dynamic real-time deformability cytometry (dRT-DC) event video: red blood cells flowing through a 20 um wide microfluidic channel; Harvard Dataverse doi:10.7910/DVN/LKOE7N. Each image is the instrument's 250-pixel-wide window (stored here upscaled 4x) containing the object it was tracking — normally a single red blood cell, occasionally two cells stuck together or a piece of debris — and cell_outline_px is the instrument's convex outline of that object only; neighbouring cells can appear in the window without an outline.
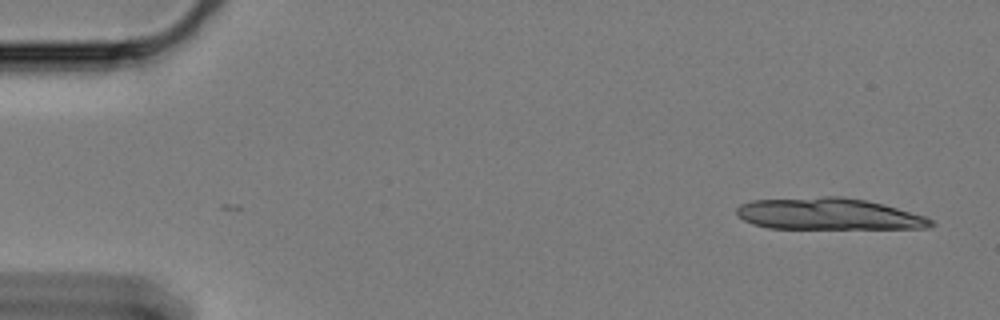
{"species": "Egyptian fruit bat (a non-hibernating species)", "species_latin": "Rousettus aegyptiacus", "temperature_condition": "cold", "stored_images_in_passage": 14, "camera_frame_rate_fps": 3000, "um_per_image_px": 0.085, "animal": {"sex": "female"}, "frame": {"image": 1, "passage_image": 1, "time_ms": 0.0, "image_size_px": [1000, 320], "cell_outline_px": [[936, 224], [928, 228], [768, 228], [752, 224], [744, 220], [736, 212], [736, 208], [740, 204], [752, 200], [824, 196], [840, 196], [864, 200], [884, 204], [924, 216], [932, 220]], "centroid_in_image_um": [70.4, 18.18], "position_along_channel_um": 14.6, "area_um2": 35.72}}